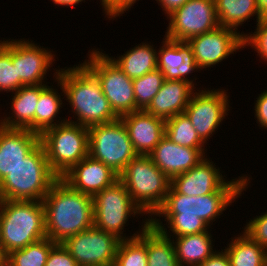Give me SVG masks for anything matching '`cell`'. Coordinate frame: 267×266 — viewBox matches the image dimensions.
<instances>
[{
	"mask_svg": "<svg viewBox=\"0 0 267 266\" xmlns=\"http://www.w3.org/2000/svg\"><path fill=\"white\" fill-rule=\"evenodd\" d=\"M165 38L187 42L219 26L214 0H188L167 16Z\"/></svg>",
	"mask_w": 267,
	"mask_h": 266,
	"instance_id": "7c38bea8",
	"label": "cell"
},
{
	"mask_svg": "<svg viewBox=\"0 0 267 266\" xmlns=\"http://www.w3.org/2000/svg\"><path fill=\"white\" fill-rule=\"evenodd\" d=\"M61 95L56 89L46 84L40 85V97L36 106L35 118L33 120V132L41 134L46 129L55 127L67 121L55 120L58 118L60 109L62 108ZM56 121V122H55Z\"/></svg>",
	"mask_w": 267,
	"mask_h": 266,
	"instance_id": "83f0119b",
	"label": "cell"
},
{
	"mask_svg": "<svg viewBox=\"0 0 267 266\" xmlns=\"http://www.w3.org/2000/svg\"><path fill=\"white\" fill-rule=\"evenodd\" d=\"M120 118L138 155H149L165 136V120L145 110H137Z\"/></svg>",
	"mask_w": 267,
	"mask_h": 266,
	"instance_id": "d6986e66",
	"label": "cell"
},
{
	"mask_svg": "<svg viewBox=\"0 0 267 266\" xmlns=\"http://www.w3.org/2000/svg\"><path fill=\"white\" fill-rule=\"evenodd\" d=\"M93 200V225L98 229L116 235L119 239L137 237L140 231L132 236L124 233V226L131 217L144 215V212L134 203L125 185L118 179L112 185L92 197ZM123 230V231H122ZM125 235V236H124Z\"/></svg>",
	"mask_w": 267,
	"mask_h": 266,
	"instance_id": "ba28073f",
	"label": "cell"
},
{
	"mask_svg": "<svg viewBox=\"0 0 267 266\" xmlns=\"http://www.w3.org/2000/svg\"><path fill=\"white\" fill-rule=\"evenodd\" d=\"M148 223V218L143 220L142 230L137 237L120 241L114 266H148L146 251V225Z\"/></svg>",
	"mask_w": 267,
	"mask_h": 266,
	"instance_id": "f546056e",
	"label": "cell"
},
{
	"mask_svg": "<svg viewBox=\"0 0 267 266\" xmlns=\"http://www.w3.org/2000/svg\"><path fill=\"white\" fill-rule=\"evenodd\" d=\"M40 143V134L0 125V181Z\"/></svg>",
	"mask_w": 267,
	"mask_h": 266,
	"instance_id": "ffe728a7",
	"label": "cell"
},
{
	"mask_svg": "<svg viewBox=\"0 0 267 266\" xmlns=\"http://www.w3.org/2000/svg\"><path fill=\"white\" fill-rule=\"evenodd\" d=\"M164 74L157 68L142 77L133 79L136 111L145 110L164 82Z\"/></svg>",
	"mask_w": 267,
	"mask_h": 266,
	"instance_id": "d6a6232c",
	"label": "cell"
},
{
	"mask_svg": "<svg viewBox=\"0 0 267 266\" xmlns=\"http://www.w3.org/2000/svg\"><path fill=\"white\" fill-rule=\"evenodd\" d=\"M198 91V92H197ZM184 113L190 119L198 136L207 144L230 111L229 97L224 89L197 90Z\"/></svg>",
	"mask_w": 267,
	"mask_h": 266,
	"instance_id": "4fadbf2b",
	"label": "cell"
},
{
	"mask_svg": "<svg viewBox=\"0 0 267 266\" xmlns=\"http://www.w3.org/2000/svg\"><path fill=\"white\" fill-rule=\"evenodd\" d=\"M146 42L136 45L117 57H109L129 78L142 77L157 69V51Z\"/></svg>",
	"mask_w": 267,
	"mask_h": 266,
	"instance_id": "d4e9b609",
	"label": "cell"
},
{
	"mask_svg": "<svg viewBox=\"0 0 267 266\" xmlns=\"http://www.w3.org/2000/svg\"><path fill=\"white\" fill-rule=\"evenodd\" d=\"M199 266H231L229 256L226 251L222 250L221 252L218 250L207 258L204 262H202Z\"/></svg>",
	"mask_w": 267,
	"mask_h": 266,
	"instance_id": "ab89813d",
	"label": "cell"
},
{
	"mask_svg": "<svg viewBox=\"0 0 267 266\" xmlns=\"http://www.w3.org/2000/svg\"><path fill=\"white\" fill-rule=\"evenodd\" d=\"M257 4L261 15L267 18V0H257Z\"/></svg>",
	"mask_w": 267,
	"mask_h": 266,
	"instance_id": "7bdbcfd3",
	"label": "cell"
},
{
	"mask_svg": "<svg viewBox=\"0 0 267 266\" xmlns=\"http://www.w3.org/2000/svg\"><path fill=\"white\" fill-rule=\"evenodd\" d=\"M11 101L12 116L0 119V125L6 128L28 129L33 131L36 106L40 97V85L22 86L13 92Z\"/></svg>",
	"mask_w": 267,
	"mask_h": 266,
	"instance_id": "603a6c76",
	"label": "cell"
},
{
	"mask_svg": "<svg viewBox=\"0 0 267 266\" xmlns=\"http://www.w3.org/2000/svg\"><path fill=\"white\" fill-rule=\"evenodd\" d=\"M39 46L26 39H12V63L17 71V90L22 86L44 84V77L52 67L55 55L48 48Z\"/></svg>",
	"mask_w": 267,
	"mask_h": 266,
	"instance_id": "9a60e30c",
	"label": "cell"
},
{
	"mask_svg": "<svg viewBox=\"0 0 267 266\" xmlns=\"http://www.w3.org/2000/svg\"><path fill=\"white\" fill-rule=\"evenodd\" d=\"M163 40L160 50L157 51V68L164 74V78L186 80L195 85L188 75L200 69L192 50L186 42L171 41L167 38Z\"/></svg>",
	"mask_w": 267,
	"mask_h": 266,
	"instance_id": "44dd1931",
	"label": "cell"
},
{
	"mask_svg": "<svg viewBox=\"0 0 267 266\" xmlns=\"http://www.w3.org/2000/svg\"><path fill=\"white\" fill-rule=\"evenodd\" d=\"M195 88L186 80L165 79L145 111L164 120L184 113Z\"/></svg>",
	"mask_w": 267,
	"mask_h": 266,
	"instance_id": "7402d4cb",
	"label": "cell"
},
{
	"mask_svg": "<svg viewBox=\"0 0 267 266\" xmlns=\"http://www.w3.org/2000/svg\"><path fill=\"white\" fill-rule=\"evenodd\" d=\"M56 243L49 238L32 243L7 254V266H45L49 252Z\"/></svg>",
	"mask_w": 267,
	"mask_h": 266,
	"instance_id": "1f68e13d",
	"label": "cell"
},
{
	"mask_svg": "<svg viewBox=\"0 0 267 266\" xmlns=\"http://www.w3.org/2000/svg\"><path fill=\"white\" fill-rule=\"evenodd\" d=\"M248 176H239L227 182L216 192L203 196H187L177 193L171 186L161 207L155 212L149 222L160 229L166 236L181 237L209 231L210 224L223 214L241 193L248 188ZM165 218L169 234L161 219Z\"/></svg>",
	"mask_w": 267,
	"mask_h": 266,
	"instance_id": "6da1fadb",
	"label": "cell"
},
{
	"mask_svg": "<svg viewBox=\"0 0 267 266\" xmlns=\"http://www.w3.org/2000/svg\"><path fill=\"white\" fill-rule=\"evenodd\" d=\"M172 239L180 266H199L215 252L212 235L208 231Z\"/></svg>",
	"mask_w": 267,
	"mask_h": 266,
	"instance_id": "cb8c5ba5",
	"label": "cell"
},
{
	"mask_svg": "<svg viewBox=\"0 0 267 266\" xmlns=\"http://www.w3.org/2000/svg\"><path fill=\"white\" fill-rule=\"evenodd\" d=\"M85 0H52V2H54V4H57V5H62V6H74V5H77L79 4L80 2H83Z\"/></svg>",
	"mask_w": 267,
	"mask_h": 266,
	"instance_id": "b9f144b4",
	"label": "cell"
},
{
	"mask_svg": "<svg viewBox=\"0 0 267 266\" xmlns=\"http://www.w3.org/2000/svg\"><path fill=\"white\" fill-rule=\"evenodd\" d=\"M254 106L255 118L261 128L267 129V90L259 94Z\"/></svg>",
	"mask_w": 267,
	"mask_h": 266,
	"instance_id": "f35d334b",
	"label": "cell"
},
{
	"mask_svg": "<svg viewBox=\"0 0 267 266\" xmlns=\"http://www.w3.org/2000/svg\"><path fill=\"white\" fill-rule=\"evenodd\" d=\"M134 203L151 218L164 203L171 179L159 170L148 155H137L119 174Z\"/></svg>",
	"mask_w": 267,
	"mask_h": 266,
	"instance_id": "8992f818",
	"label": "cell"
},
{
	"mask_svg": "<svg viewBox=\"0 0 267 266\" xmlns=\"http://www.w3.org/2000/svg\"><path fill=\"white\" fill-rule=\"evenodd\" d=\"M8 40H0V92L13 93L17 91V71L12 63V40Z\"/></svg>",
	"mask_w": 267,
	"mask_h": 266,
	"instance_id": "836d02e7",
	"label": "cell"
},
{
	"mask_svg": "<svg viewBox=\"0 0 267 266\" xmlns=\"http://www.w3.org/2000/svg\"><path fill=\"white\" fill-rule=\"evenodd\" d=\"M40 143L52 172L61 178L88 156L89 130L86 126L66 121L42 132Z\"/></svg>",
	"mask_w": 267,
	"mask_h": 266,
	"instance_id": "52a82bcc",
	"label": "cell"
},
{
	"mask_svg": "<svg viewBox=\"0 0 267 266\" xmlns=\"http://www.w3.org/2000/svg\"><path fill=\"white\" fill-rule=\"evenodd\" d=\"M158 5H160L166 15V17L171 14L174 10L184 5L188 0H156Z\"/></svg>",
	"mask_w": 267,
	"mask_h": 266,
	"instance_id": "60d3db41",
	"label": "cell"
},
{
	"mask_svg": "<svg viewBox=\"0 0 267 266\" xmlns=\"http://www.w3.org/2000/svg\"><path fill=\"white\" fill-rule=\"evenodd\" d=\"M53 74L77 119L67 121L90 127L119 118L103 94L100 82L83 63L56 70Z\"/></svg>",
	"mask_w": 267,
	"mask_h": 266,
	"instance_id": "7a4b0ae2",
	"label": "cell"
},
{
	"mask_svg": "<svg viewBox=\"0 0 267 266\" xmlns=\"http://www.w3.org/2000/svg\"><path fill=\"white\" fill-rule=\"evenodd\" d=\"M61 179L72 189L95 196L119 179V175L103 162L89 155L73 166Z\"/></svg>",
	"mask_w": 267,
	"mask_h": 266,
	"instance_id": "2e32d148",
	"label": "cell"
},
{
	"mask_svg": "<svg viewBox=\"0 0 267 266\" xmlns=\"http://www.w3.org/2000/svg\"><path fill=\"white\" fill-rule=\"evenodd\" d=\"M57 179L39 143L0 181V200L43 201Z\"/></svg>",
	"mask_w": 267,
	"mask_h": 266,
	"instance_id": "5b68a950",
	"label": "cell"
},
{
	"mask_svg": "<svg viewBox=\"0 0 267 266\" xmlns=\"http://www.w3.org/2000/svg\"><path fill=\"white\" fill-rule=\"evenodd\" d=\"M45 266H78L62 243H56L50 250Z\"/></svg>",
	"mask_w": 267,
	"mask_h": 266,
	"instance_id": "8d00e7d4",
	"label": "cell"
},
{
	"mask_svg": "<svg viewBox=\"0 0 267 266\" xmlns=\"http://www.w3.org/2000/svg\"><path fill=\"white\" fill-rule=\"evenodd\" d=\"M98 49L90 51L89 59L83 64L100 82L103 94L109 101L114 113L121 116L136 111L133 79L129 78L109 58L108 54Z\"/></svg>",
	"mask_w": 267,
	"mask_h": 266,
	"instance_id": "30bf717a",
	"label": "cell"
},
{
	"mask_svg": "<svg viewBox=\"0 0 267 266\" xmlns=\"http://www.w3.org/2000/svg\"><path fill=\"white\" fill-rule=\"evenodd\" d=\"M136 1L137 0H101L100 2L107 18L114 19L124 14L128 9L130 10Z\"/></svg>",
	"mask_w": 267,
	"mask_h": 266,
	"instance_id": "74e56055",
	"label": "cell"
},
{
	"mask_svg": "<svg viewBox=\"0 0 267 266\" xmlns=\"http://www.w3.org/2000/svg\"><path fill=\"white\" fill-rule=\"evenodd\" d=\"M165 136L183 147L205 148L206 145L185 113L165 120Z\"/></svg>",
	"mask_w": 267,
	"mask_h": 266,
	"instance_id": "4dcf8cb0",
	"label": "cell"
},
{
	"mask_svg": "<svg viewBox=\"0 0 267 266\" xmlns=\"http://www.w3.org/2000/svg\"><path fill=\"white\" fill-rule=\"evenodd\" d=\"M0 266H7V254L0 245Z\"/></svg>",
	"mask_w": 267,
	"mask_h": 266,
	"instance_id": "ee69618b",
	"label": "cell"
},
{
	"mask_svg": "<svg viewBox=\"0 0 267 266\" xmlns=\"http://www.w3.org/2000/svg\"><path fill=\"white\" fill-rule=\"evenodd\" d=\"M47 238L62 243L93 226L92 196L72 189L58 178L42 201Z\"/></svg>",
	"mask_w": 267,
	"mask_h": 266,
	"instance_id": "3957f363",
	"label": "cell"
},
{
	"mask_svg": "<svg viewBox=\"0 0 267 266\" xmlns=\"http://www.w3.org/2000/svg\"><path fill=\"white\" fill-rule=\"evenodd\" d=\"M214 162L203 158L190 170L171 179V187L187 196H203L218 191L227 181Z\"/></svg>",
	"mask_w": 267,
	"mask_h": 266,
	"instance_id": "ac0fdd59",
	"label": "cell"
},
{
	"mask_svg": "<svg viewBox=\"0 0 267 266\" xmlns=\"http://www.w3.org/2000/svg\"><path fill=\"white\" fill-rule=\"evenodd\" d=\"M0 245L6 254L47 237L42 201L0 200Z\"/></svg>",
	"mask_w": 267,
	"mask_h": 266,
	"instance_id": "277c9868",
	"label": "cell"
},
{
	"mask_svg": "<svg viewBox=\"0 0 267 266\" xmlns=\"http://www.w3.org/2000/svg\"><path fill=\"white\" fill-rule=\"evenodd\" d=\"M246 33L224 26L189 39L186 44L192 50L199 69L214 67L243 47Z\"/></svg>",
	"mask_w": 267,
	"mask_h": 266,
	"instance_id": "5bb4252c",
	"label": "cell"
},
{
	"mask_svg": "<svg viewBox=\"0 0 267 266\" xmlns=\"http://www.w3.org/2000/svg\"><path fill=\"white\" fill-rule=\"evenodd\" d=\"M121 239L94 225L62 242L78 266H114Z\"/></svg>",
	"mask_w": 267,
	"mask_h": 266,
	"instance_id": "8fae6325",
	"label": "cell"
},
{
	"mask_svg": "<svg viewBox=\"0 0 267 266\" xmlns=\"http://www.w3.org/2000/svg\"><path fill=\"white\" fill-rule=\"evenodd\" d=\"M242 234V235H241ZM231 238L225 247L231 266H267V250L245 232Z\"/></svg>",
	"mask_w": 267,
	"mask_h": 266,
	"instance_id": "4316f807",
	"label": "cell"
},
{
	"mask_svg": "<svg viewBox=\"0 0 267 266\" xmlns=\"http://www.w3.org/2000/svg\"><path fill=\"white\" fill-rule=\"evenodd\" d=\"M146 251L148 266H180L171 238L150 222L146 225Z\"/></svg>",
	"mask_w": 267,
	"mask_h": 266,
	"instance_id": "f1b7e54d",
	"label": "cell"
},
{
	"mask_svg": "<svg viewBox=\"0 0 267 266\" xmlns=\"http://www.w3.org/2000/svg\"><path fill=\"white\" fill-rule=\"evenodd\" d=\"M88 155L103 162L118 175L138 154L134 151L126 126L121 118L88 127Z\"/></svg>",
	"mask_w": 267,
	"mask_h": 266,
	"instance_id": "9c48e42d",
	"label": "cell"
},
{
	"mask_svg": "<svg viewBox=\"0 0 267 266\" xmlns=\"http://www.w3.org/2000/svg\"><path fill=\"white\" fill-rule=\"evenodd\" d=\"M220 26L238 30L250 17L256 16L258 23L264 17L258 8L257 0H214ZM244 22V23H243Z\"/></svg>",
	"mask_w": 267,
	"mask_h": 266,
	"instance_id": "484cf974",
	"label": "cell"
},
{
	"mask_svg": "<svg viewBox=\"0 0 267 266\" xmlns=\"http://www.w3.org/2000/svg\"><path fill=\"white\" fill-rule=\"evenodd\" d=\"M243 232L267 250V212L251 219Z\"/></svg>",
	"mask_w": 267,
	"mask_h": 266,
	"instance_id": "d590c367",
	"label": "cell"
},
{
	"mask_svg": "<svg viewBox=\"0 0 267 266\" xmlns=\"http://www.w3.org/2000/svg\"><path fill=\"white\" fill-rule=\"evenodd\" d=\"M256 24L254 33L243 36V47L251 46L258 53L257 56L267 62V18Z\"/></svg>",
	"mask_w": 267,
	"mask_h": 266,
	"instance_id": "e575fe53",
	"label": "cell"
},
{
	"mask_svg": "<svg viewBox=\"0 0 267 266\" xmlns=\"http://www.w3.org/2000/svg\"><path fill=\"white\" fill-rule=\"evenodd\" d=\"M169 179L196 166L205 158L204 148H189L172 142L167 136L148 155Z\"/></svg>",
	"mask_w": 267,
	"mask_h": 266,
	"instance_id": "e0dca14e",
	"label": "cell"
}]
</instances>
